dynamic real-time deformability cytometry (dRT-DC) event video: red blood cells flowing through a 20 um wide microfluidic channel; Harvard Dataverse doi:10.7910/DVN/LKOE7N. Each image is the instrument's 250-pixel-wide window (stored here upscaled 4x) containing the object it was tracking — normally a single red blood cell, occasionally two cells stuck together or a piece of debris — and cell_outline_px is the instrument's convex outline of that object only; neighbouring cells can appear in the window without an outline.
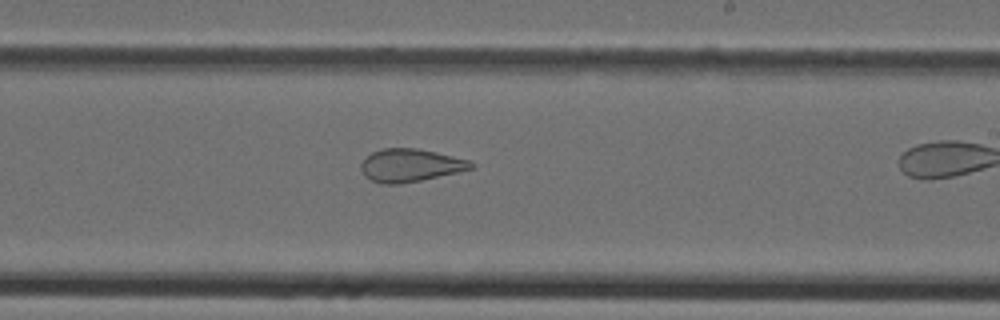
{"species": "Egyptian fruit bat (a non-hibernating species)", "species_latin": "Rousettus aegyptiacus", "temperature_condition": "cold", "stored_images_in_passage": 34, "camera_frame_rate_fps": 3000, "um_per_image_px": 0.085, "animal": {"sex": "female"}, "frame": {"image": 1, "passage_image": 25, "time_ms": 8.0, "image_size_px": [1000, 320], "cell_outline_px": [[476, 168], [420, 180], [400, 184], [380, 184], [364, 176], [360, 168], [360, 164], [372, 152], [384, 148], [416, 148], [436, 152], [472, 160], [476, 164]], "centroid_in_image_um": [34.91, 14.05], "position_along_channel_um": 254.1, "area_um2": 21.21}}